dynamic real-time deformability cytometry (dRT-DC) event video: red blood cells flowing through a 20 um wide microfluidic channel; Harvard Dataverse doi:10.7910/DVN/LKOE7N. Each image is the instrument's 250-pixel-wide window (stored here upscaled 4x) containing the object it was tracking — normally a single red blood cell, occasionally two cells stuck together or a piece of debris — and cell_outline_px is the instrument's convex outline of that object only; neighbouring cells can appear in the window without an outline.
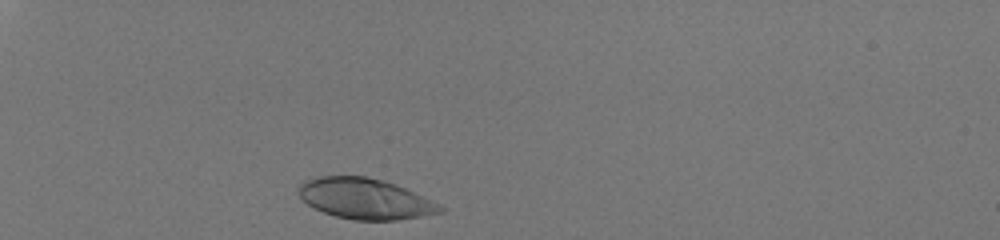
{"species": "human", "species_latin": "Homo sapiens", "temperature_condition": "room temperature", "stored_images_in_passage": 31, "camera_frame_rate_fps": 3000, "um_per_image_px": 0.085, "donor": {"sex": "male"}, "frame": {"image": 1, "passage_image": 2, "time_ms": 0.333, "image_size_px": [1000, 240], "cell_outline_px": [[448, 208], [444, 212], [396, 220], [352, 220], [336, 216], [324, 212], [308, 204], [300, 196], [300, 184], [304, 180], [320, 176], [364, 176], [384, 180], [396, 184], [440, 204]], "centroid_in_image_um": [31.08, 16.89], "position_along_channel_um": 53.9, "area_um2": 33.41}}
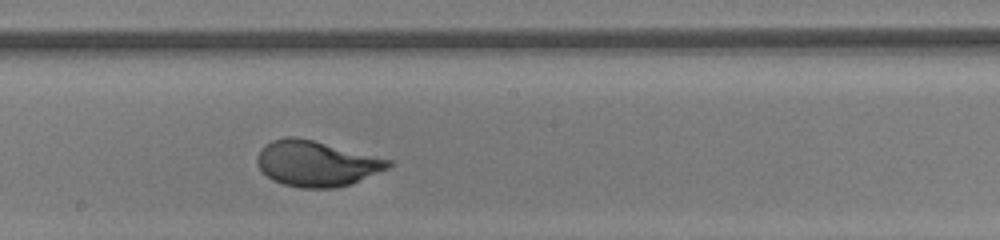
{"frame": {"image": 2, "passage_image": 18, "time_ms": 5.667, "image_size_px": [1000, 240], "cell_outline_px": [[396, 164], [388, 168], [352, 184], [336, 188], [300, 188], [284, 184], [272, 180], [256, 164], [256, 156], [260, 148], [264, 144], [272, 140], [288, 136], [292, 136], [312, 140], [396, 160]], "centroid_in_image_um": [26.93, 13.9], "position_along_channel_um": 221.3, "area_um2": 35.26}}
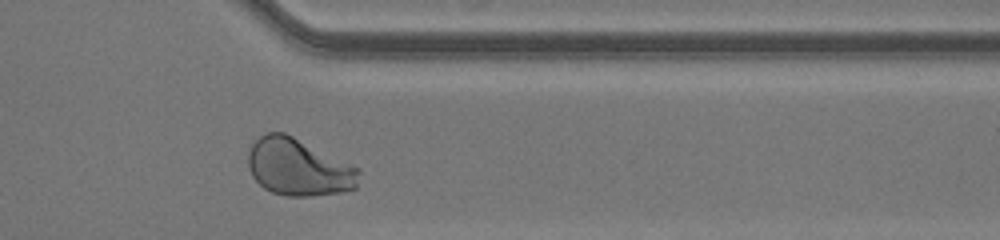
{"frame": {"image": 3, "passage_image": 30, "time_ms": 9.667, "image_size_px": [1000, 240], "cell_outline_px": [[360, 172], [356, 188], [340, 192], [308, 196], [288, 196], [272, 192], [264, 188], [252, 176], [248, 168], [248, 152], [252, 144], [264, 132], [284, 132], [360, 168]], "centroid_in_image_um": [25.36, 14.21], "position_along_channel_um": 386.0, "area_um2": 36.82}, "authors_computed_cell_mechanics": {"area_um2": 34.102, "velocity_mm_per_s": 4.093, "shape_relaxation_time_tau1_ms": 2.7818, "shape_relaxation_time_tau2_ms": null, "deformation_change_tau1": 0.1735, "deformation_change_tau2": null}}